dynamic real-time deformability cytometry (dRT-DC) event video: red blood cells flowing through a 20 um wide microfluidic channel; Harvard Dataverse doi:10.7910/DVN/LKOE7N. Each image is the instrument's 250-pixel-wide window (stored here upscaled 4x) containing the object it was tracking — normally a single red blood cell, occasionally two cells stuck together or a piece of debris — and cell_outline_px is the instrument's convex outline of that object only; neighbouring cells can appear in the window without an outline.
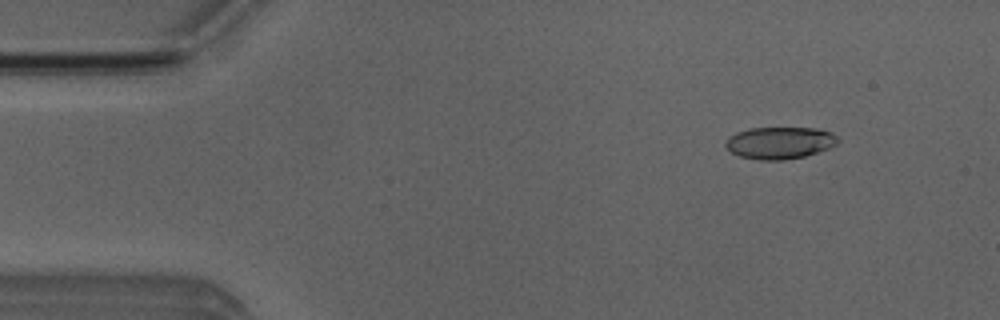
{"species": "Egyptian fruit bat (a non-hibernating species)", "species_latin": "Rousettus aegyptiacus", "temperature_condition": "room temperature", "stored_images_in_passage": 53, "segment_of_instrument_passage": [1, 2], "camera_frame_rate_fps": 3000, "um_per_image_px": 0.085, "animal": {"sex": "male"}, "frame": {"image": 1, "passage_image": 6, "time_ms": 1.667, "image_size_px": [1000, 320], "cell_outline_px": [[840, 140], [836, 144], [828, 148], [804, 156], [784, 160], [760, 160], [740, 156], [732, 152], [724, 144], [728, 136], [736, 132], [752, 128], [816, 128], [832, 132]], "centroid_in_image_um": [66.27, 12.13], "position_along_channel_um": 18.7, "area_um2": 20.87}}
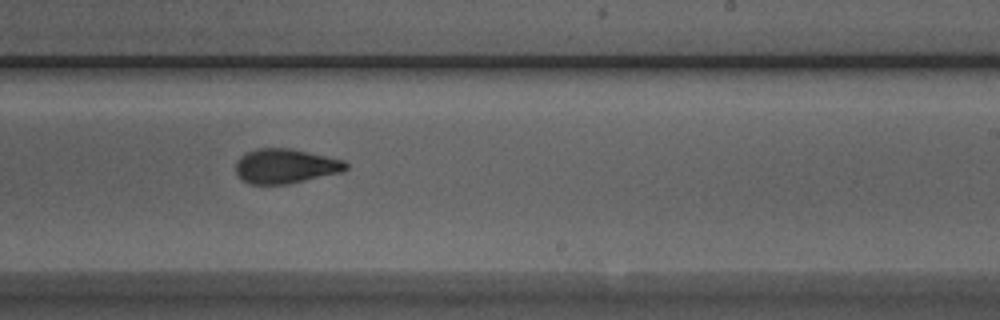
{"frame": {"image": 2, "passage_image": 31, "time_ms": 10.0, "image_size_px": [1000, 320], "cell_outline_px": [[348, 168], [340, 172], [288, 184], [248, 184], [240, 180], [236, 172], [236, 160], [244, 152], [256, 148], [292, 148], [344, 160], [348, 164]], "centroid_in_image_um": [24.21, 14.11], "position_along_channel_um": 264.8, "area_um2": 22.43}}
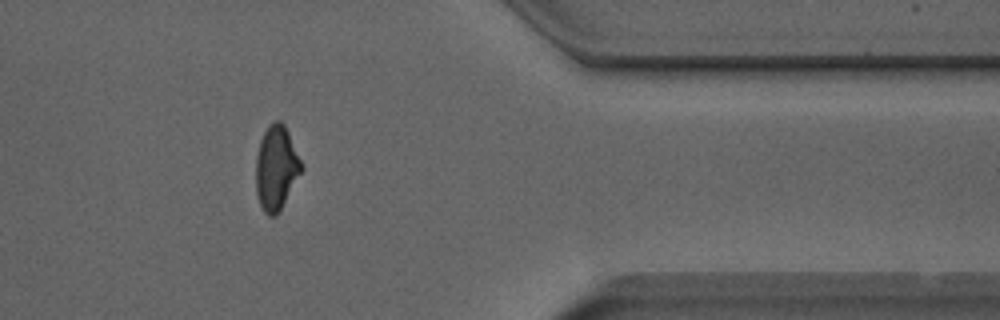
{"frame": {"image": 3, "passage_image": 42, "time_ms": 13.667, "image_size_px": [1000, 320], "cell_outline_px": [[304, 168], [276, 216], [268, 216], [264, 212], [260, 204], [256, 192], [256, 156], [260, 140], [268, 124], [272, 120], [280, 120], [284, 124], [288, 132]], "centroid_in_image_um": [23.47, 14.25], "position_along_channel_um": 387.9, "area_um2": 22.31}}